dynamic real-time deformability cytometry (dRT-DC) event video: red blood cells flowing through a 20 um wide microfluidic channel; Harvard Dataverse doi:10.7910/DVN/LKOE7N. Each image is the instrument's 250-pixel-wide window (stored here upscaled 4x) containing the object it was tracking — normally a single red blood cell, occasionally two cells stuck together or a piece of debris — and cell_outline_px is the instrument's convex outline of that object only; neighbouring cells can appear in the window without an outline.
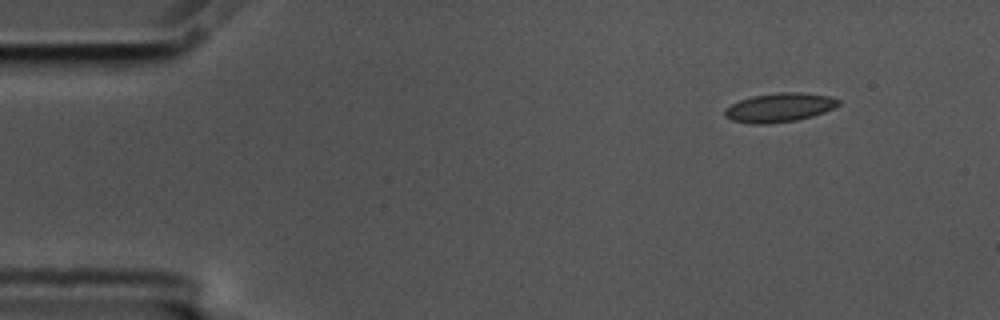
{"species": "common noctule bat (a hibernating species)", "species_latin": "Nyctalus noctula", "temperature_condition": "cold", "stored_images_in_passage": 51, "camera_frame_rate_fps": 3000, "um_per_image_px": 0.085, "animal": {"sex": "male", "body_mass_g": 17.5, "forearm_length_mm": 52.3}, "frame": {"image": 1, "passage_image": 1, "time_ms": 0.0, "image_size_px": [1000, 320], "cell_outline_px": [[840, 104], [824, 112], [812, 116], [796, 120], [768, 124], [752, 124], [732, 120], [724, 116], [724, 108], [740, 100], [752, 96], [776, 92], [800, 92], [828, 96], [840, 100]], "centroid_in_image_um": [66.22, 9.14], "position_along_channel_um": 18.8, "area_um2": 19.19}}
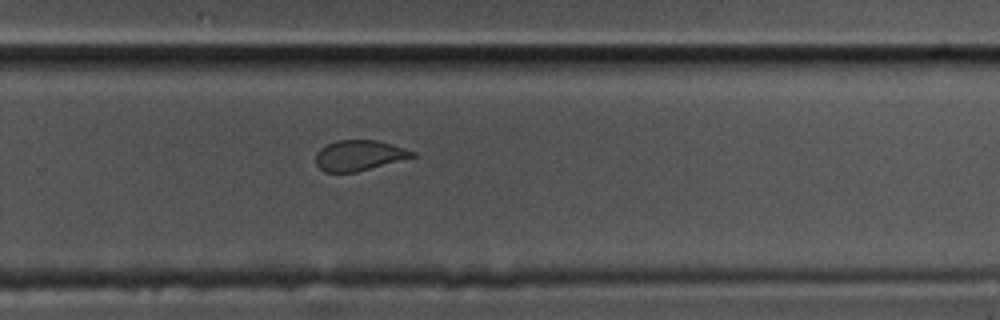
{"frame": {"image": 2, "passage_image": 32, "time_ms": 10.333, "image_size_px": [1000, 320], "cell_outline_px": [[416, 156], [356, 172], [324, 172], [316, 164], [316, 152], [320, 148], [336, 140], [376, 140], [392, 144], [416, 152]], "centroid_in_image_um": [30.51, 13.2], "position_along_channel_um": 299.3, "area_um2": 17.05}}
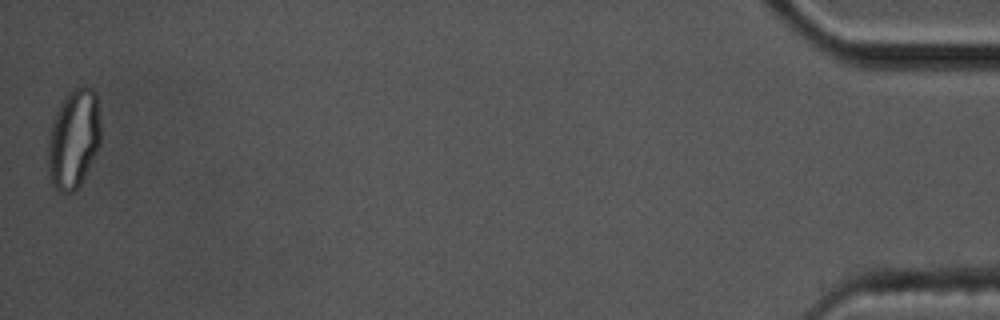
{"frame": {"image": 3, "passage_image": 51, "time_ms": 16.667, "image_size_px": [1000, 320], "cell_outline_px": [[100, 144], [80, 184], [72, 192], [60, 192], [52, 184], [48, 176], [48, 140], [52, 120], [64, 96], [72, 88], [84, 84], [92, 88], [96, 92], [100, 120]], "centroid_in_image_um": [6.25, 11.75], "position_along_channel_um": 428.9, "area_um2": 30.75}, "authors_computed_cell_mechanics": {"area_um2": 18.6694, "velocity_mm_per_s": 3.5472, "shape_relaxation_time_tau1_ms": null, "shape_relaxation_time_tau2_ms": 1.1981, "deformation_change_tau1": null, "deformation_change_tau2": 0.0584}}